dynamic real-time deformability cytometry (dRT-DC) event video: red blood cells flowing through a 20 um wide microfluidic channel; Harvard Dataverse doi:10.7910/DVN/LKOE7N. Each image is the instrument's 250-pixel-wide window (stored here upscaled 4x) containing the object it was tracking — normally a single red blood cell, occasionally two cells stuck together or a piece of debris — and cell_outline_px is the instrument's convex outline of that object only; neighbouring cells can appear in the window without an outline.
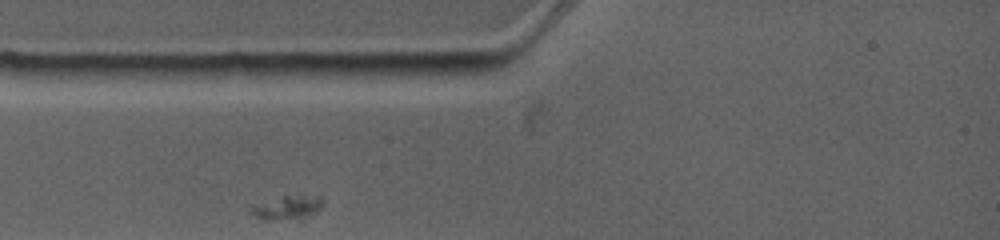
{"species": "common noctule bat (a hibernating species)", "species_latin": "Nyctalus noctula", "temperature_condition": "warm", "stored_images_in_passage": 3, "camera_frame_rate_fps": 4500, "um_per_image_px": 0.085, "animal": {"sex": "female", "body_mass_g": 19.0, "forearm_length_mm": 53.3}, "frame": {"image": 1, "passage_image": 1, "time_ms": 0.0, "image_size_px": [1000, 240], "cell_outline_px": [[324, 200], [320, 208], [316, 212], [300, 220], [264, 220], [256, 216], [252, 212], [252, 204], [300, 192], [320, 196]], "centroid_in_image_um": [24.5, 17.61], "position_along_channel_um": 60.5, "area_um2": 10.52}}